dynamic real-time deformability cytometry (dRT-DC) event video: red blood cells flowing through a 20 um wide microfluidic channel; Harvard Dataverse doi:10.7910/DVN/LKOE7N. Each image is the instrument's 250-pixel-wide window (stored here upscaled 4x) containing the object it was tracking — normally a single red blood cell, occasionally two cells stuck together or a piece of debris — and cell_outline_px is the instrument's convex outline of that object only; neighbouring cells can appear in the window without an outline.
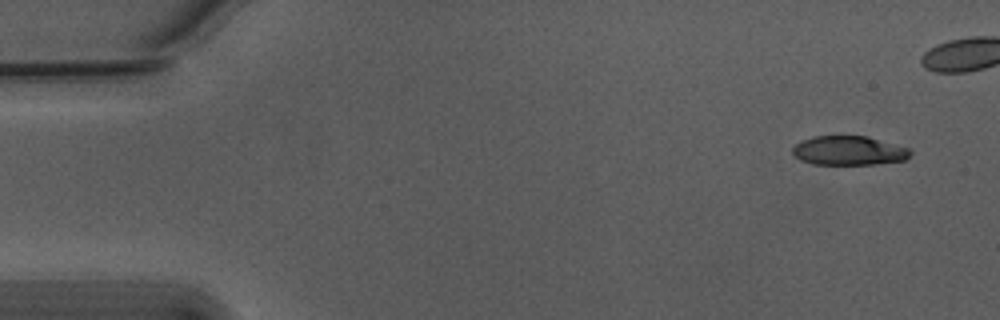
{"species": "Egyptian fruit bat (a non-hibernating species)", "species_latin": "Rousettus aegyptiacus", "temperature_condition": "warm", "stored_images_in_passage": 10, "camera_frame_rate_fps": 3000, "um_per_image_px": 0.085, "animal": {"sex": "male"}, "frame": {"image": 1, "passage_image": 1, "time_ms": 0.0, "image_size_px": [1000, 320], "cell_outline_px": [[912, 152], [904, 160], [872, 164], [812, 164], [800, 160], [792, 152], [792, 148], [796, 144], [804, 140], [816, 136], [868, 136], [912, 148]], "centroid_in_image_um": [72.19, 12.8], "position_along_channel_um": 12.8, "area_um2": 20.0}}